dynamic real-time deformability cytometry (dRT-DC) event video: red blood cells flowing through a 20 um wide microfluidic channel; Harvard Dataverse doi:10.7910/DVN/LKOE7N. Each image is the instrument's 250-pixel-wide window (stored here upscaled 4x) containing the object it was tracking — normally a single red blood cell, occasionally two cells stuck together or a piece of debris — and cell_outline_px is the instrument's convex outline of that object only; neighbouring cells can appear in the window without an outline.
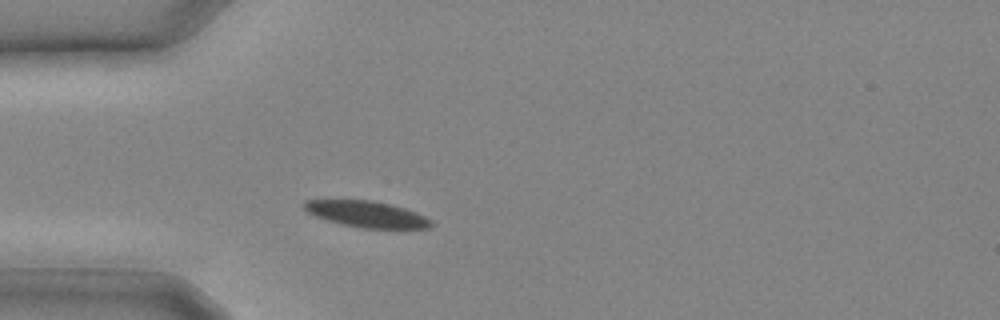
{"species": "common noctule bat (a hibernating species)", "species_latin": "Nyctalus noctula", "temperature_condition": "cold", "stored_images_in_passage": 8, "camera_frame_rate_fps": 3000, "um_per_image_px": 0.085, "animal": {"sex": "male", "body_mass_g": 20.4}, "frame": {"image": 1, "passage_image": 4, "time_ms": 1.0, "image_size_px": [1000, 320], "cell_outline_px": [[436, 224], [428, 228], [364, 228], [344, 224], [328, 220], [316, 216], [308, 212], [304, 208], [304, 200], [372, 200], [404, 208], [416, 212], [432, 220]], "centroid_in_image_um": [31.21, 18.2], "position_along_channel_um": 53.8, "area_um2": 19.13}}
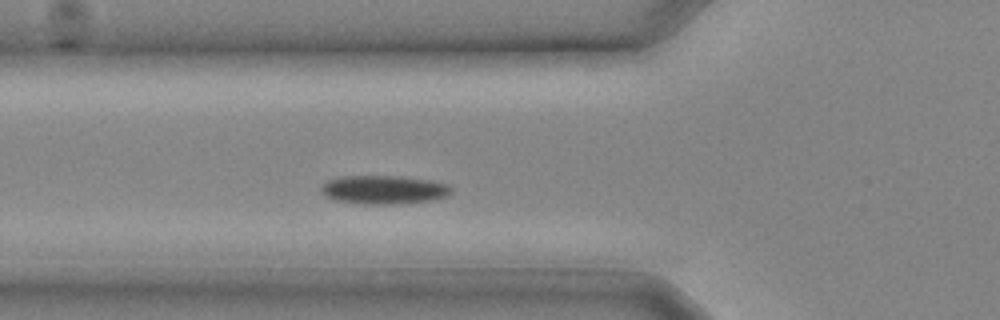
{"frame": {"image": 2, "passage_image": 6, "time_ms": 1.667, "image_size_px": [1000, 320], "cell_outline_px": [[452, 192], [444, 196], [432, 200], [400, 204], [364, 204], [332, 200], [320, 188], [328, 180], [340, 176], [400, 176], [428, 180], [448, 184], [452, 188]], "centroid_in_image_um": [32.63, 16.13], "position_along_channel_um": 93.2, "area_um2": 21.62}}
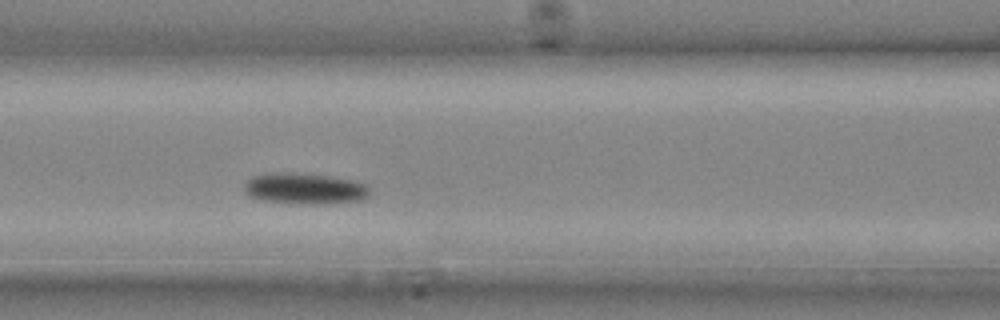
{"frame": {"image": 3, "passage_image": 8, "time_ms": 2.333, "image_size_px": [1000, 320], "cell_outline_px": [[368, 196], [360, 200], [328, 204], [296, 204], [264, 200], [248, 196], [244, 188], [244, 184], [252, 176], [272, 172], [296, 172], [328, 176], [356, 180], [368, 184]], "centroid_in_image_um": [25.9, 16.02], "position_along_channel_um": 140.7, "area_um2": 23.06}}